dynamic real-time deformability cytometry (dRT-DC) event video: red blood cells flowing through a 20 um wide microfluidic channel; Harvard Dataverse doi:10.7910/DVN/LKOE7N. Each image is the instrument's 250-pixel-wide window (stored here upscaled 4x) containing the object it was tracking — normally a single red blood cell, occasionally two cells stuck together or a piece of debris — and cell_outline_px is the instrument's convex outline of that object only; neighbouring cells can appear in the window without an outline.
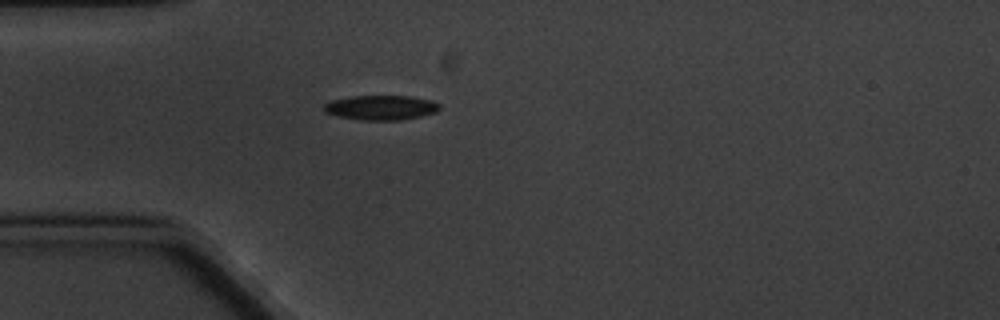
{"species": "common noctule bat (a hibernating species)", "species_latin": "Nyctalus noctula", "temperature_condition": "cold", "stored_images_in_passage": 2, "camera_frame_rate_fps": 3000, "um_per_image_px": 0.085, "animal": {"sex": "male", "body_mass_g": 20.1, "forearm_length_mm": 53.5}, "frame": {"image": 1, "passage_image": 1, "time_ms": 0.0, "image_size_px": [1000, 320], "cell_outline_px": [[440, 108], [436, 112], [420, 116], [400, 120], [360, 120], [336, 116], [324, 112], [324, 104], [332, 100], [352, 96], [412, 96], [432, 100], [440, 104]], "centroid_in_image_um": [32.38, 9.14], "position_along_channel_um": 52.6, "area_um2": 16.7}}